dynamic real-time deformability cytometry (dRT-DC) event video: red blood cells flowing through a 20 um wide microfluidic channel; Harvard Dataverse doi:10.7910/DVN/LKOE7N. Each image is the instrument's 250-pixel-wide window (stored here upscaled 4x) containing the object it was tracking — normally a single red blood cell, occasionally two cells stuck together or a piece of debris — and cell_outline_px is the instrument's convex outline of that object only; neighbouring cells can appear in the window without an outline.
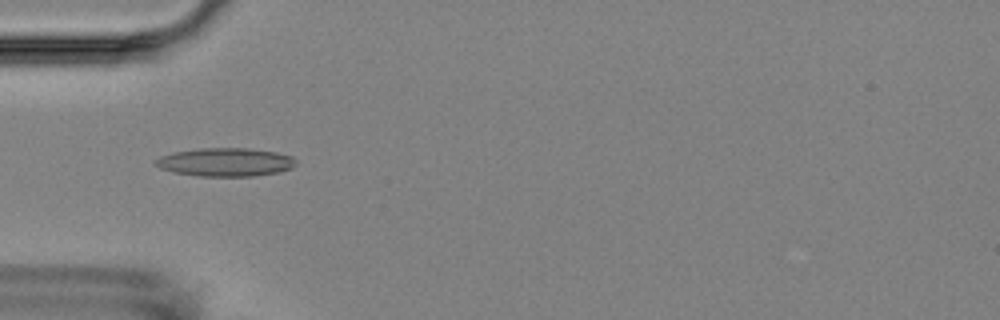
{"species": "Egyptian fruit bat (a non-hibernating species)", "species_latin": "Rousettus aegyptiacus", "temperature_condition": "room temperature", "stored_images_in_passage": 8, "camera_frame_rate_fps": 3000, "um_per_image_px": 0.085, "animal": {"sex": "female"}, "frame": {"image": 1, "passage_image": 6, "time_ms": 5.667, "image_size_px": [1000, 320], "cell_outline_px": [[296, 164], [292, 168], [280, 172], [252, 176], [196, 176], [172, 172], [160, 168], [152, 164], [160, 156], [172, 152], [200, 148], [248, 148], [276, 152], [292, 156], [296, 160]], "centroid_in_image_um": [19.14, 13.78], "position_along_channel_um": 65.9, "area_um2": 23.47}}